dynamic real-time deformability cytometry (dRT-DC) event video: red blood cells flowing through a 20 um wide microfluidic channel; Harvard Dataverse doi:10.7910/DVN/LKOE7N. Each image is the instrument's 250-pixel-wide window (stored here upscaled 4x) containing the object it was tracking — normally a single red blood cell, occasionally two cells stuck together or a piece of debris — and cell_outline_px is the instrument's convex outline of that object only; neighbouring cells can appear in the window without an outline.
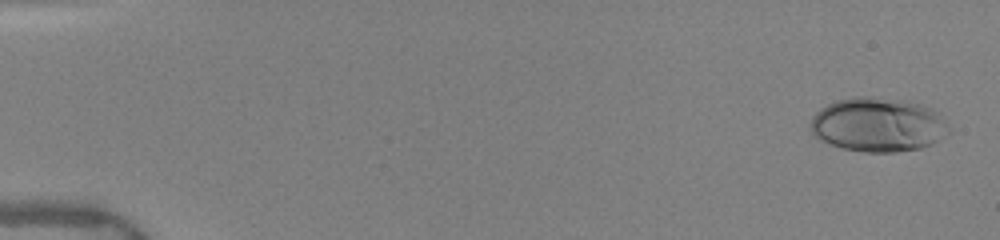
{"species": "human", "species_latin": "Homo sapiens", "temperature_condition": "warm", "stored_images_in_passage": 50, "camera_frame_rate_fps": 3000, "um_per_image_px": 0.085, "donor": {"sex": "female"}, "frame": {"image": 1, "passage_image": 2, "time_ms": 0.333, "image_size_px": [1000, 240], "cell_outline_px": [[952, 132], [932, 144], [920, 148], [896, 152], [864, 152], [840, 148], [820, 140], [812, 132], [808, 124], [812, 116], [820, 108], [836, 100], [860, 96], [872, 96], [900, 100], [920, 104], [932, 108], [940, 112], [952, 128]], "centroid_in_image_um": [74.66, 10.6], "position_along_channel_um": 10.3, "area_um2": 44.33}}
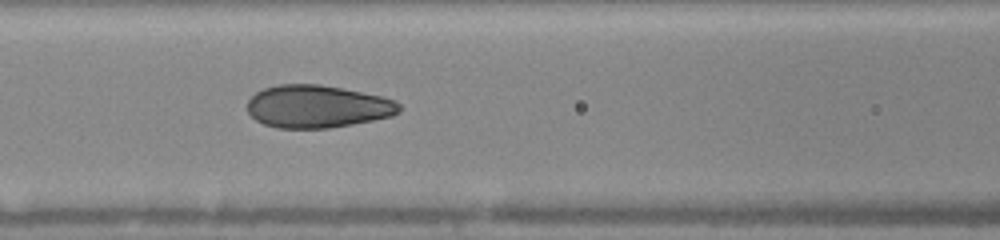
{"frame": {"image": 2, "passage_image": 23, "time_ms": 7.333, "image_size_px": [1000, 240], "cell_outline_px": [[400, 112], [392, 116], [352, 124], [328, 128], [276, 128], [264, 124], [256, 120], [248, 112], [248, 100], [256, 92], [264, 88], [280, 84], [320, 84], [380, 96], [396, 100], [400, 104]], "centroid_in_image_um": [26.97, 9.05], "position_along_channel_um": 139.6, "area_um2": 37.63}}
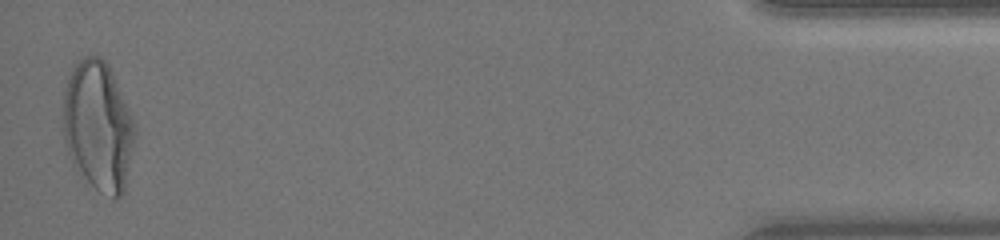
{"frame": {"image": 3, "passage_image": 50, "time_ms": 16.333, "image_size_px": [1000, 240], "cell_outline_px": [[136, 140], [124, 192], [116, 200], [112, 200], [100, 192], [88, 180], [72, 160], [68, 152], [64, 140], [64, 88], [72, 64], [84, 56], [96, 52], [108, 64], [132, 120], [136, 132]], "centroid_in_image_um": [8.35, 10.7], "position_along_channel_um": 426.9, "area_um2": 54.1}, "authors_computed_cell_mechanics": {"area_um2": 38.5526, "velocity_mm_per_s": 4.0474, "shape_relaxation_time_tau1_ms": 4.4951, "shape_relaxation_time_tau2_ms": null, "deformation_change_tau1": 0.1939, "deformation_change_tau2": null}}